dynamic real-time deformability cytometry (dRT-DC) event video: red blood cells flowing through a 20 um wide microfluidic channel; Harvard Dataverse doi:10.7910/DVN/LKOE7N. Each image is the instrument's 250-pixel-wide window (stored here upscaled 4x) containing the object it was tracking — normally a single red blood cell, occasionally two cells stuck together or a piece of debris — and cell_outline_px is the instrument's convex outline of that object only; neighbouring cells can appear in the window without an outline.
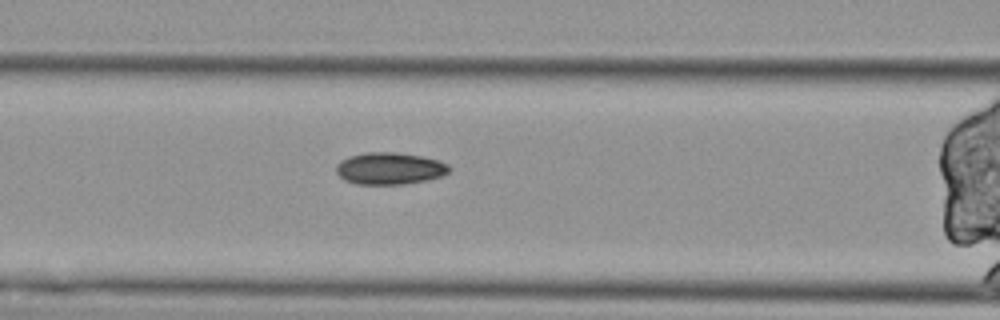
{"species": "Egyptian fruit bat (a non-hibernating species)", "species_latin": "Rousettus aegyptiacus", "temperature_condition": "cold", "stored_images_in_passage": 40, "camera_frame_rate_fps": 3000, "um_per_image_px": 0.085, "animal": {"sex": "female"}, "frame": {"image": 1, "passage_image": 14, "time_ms": 4.333, "image_size_px": [1000, 320], "cell_outline_px": [[452, 168], [448, 172], [440, 176], [428, 180], [400, 184], [356, 184], [344, 180], [336, 172], [336, 164], [340, 160], [364, 152], [396, 152], [420, 156], [440, 160], [448, 164]], "centroid_in_image_um": [33.12, 14.31], "position_along_channel_um": 133.5, "area_um2": 21.1}}
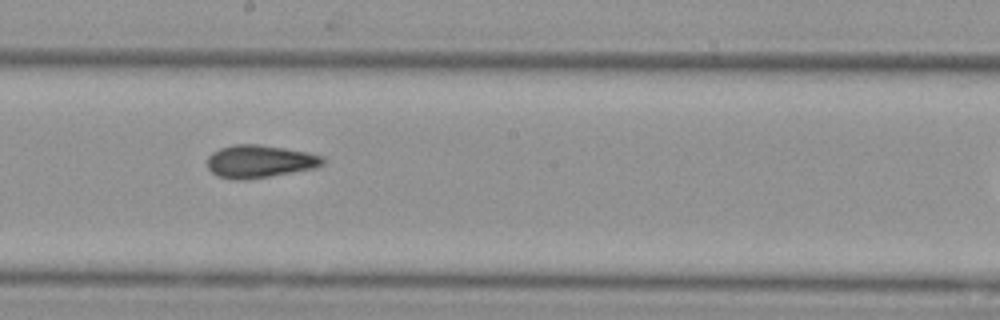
{"frame": {"image": 2, "passage_image": 22, "time_ms": 7.0, "image_size_px": [1000, 320], "cell_outline_px": [[324, 164], [316, 168], [272, 176], [244, 180], [236, 180], [216, 176], [208, 168], [208, 156], [212, 152], [220, 148], [232, 144], [260, 144], [308, 152], [324, 156]], "centroid_in_image_um": [22.08, 13.72], "position_along_channel_um": 226.1, "area_um2": 22.31}}
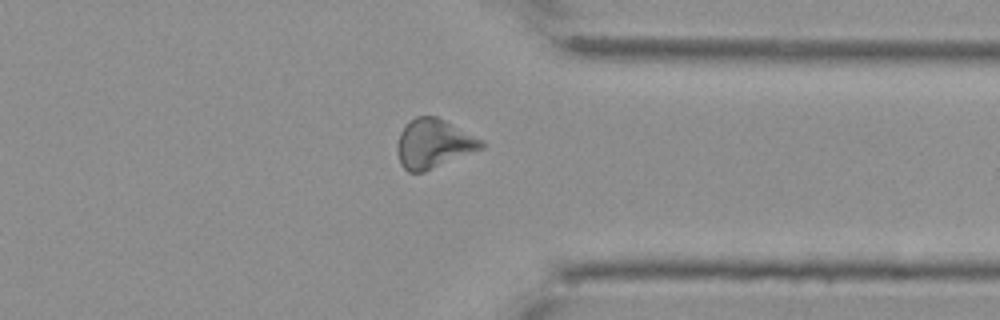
{"frame": {"image": 3, "passage_image": 35, "time_ms": 11.333, "image_size_px": [1000, 320], "cell_outline_px": [[484, 148], [424, 172], [408, 172], [400, 164], [396, 152], [396, 144], [400, 132], [408, 120], [416, 116], [436, 116], [484, 140]], "centroid_in_image_um": [36.83, 12.21], "position_along_channel_um": 374.6, "area_um2": 24.28}, "authors_computed_cell_mechanics": {"area_um2": 22.4264, "velocity_mm_per_s": 3.4975, "shape_relaxation_time_tau1_ms": null, "shape_relaxation_time_tau2_ms": 6.1853, "deformation_change_tau1": null, "deformation_change_tau2": 0.168}}